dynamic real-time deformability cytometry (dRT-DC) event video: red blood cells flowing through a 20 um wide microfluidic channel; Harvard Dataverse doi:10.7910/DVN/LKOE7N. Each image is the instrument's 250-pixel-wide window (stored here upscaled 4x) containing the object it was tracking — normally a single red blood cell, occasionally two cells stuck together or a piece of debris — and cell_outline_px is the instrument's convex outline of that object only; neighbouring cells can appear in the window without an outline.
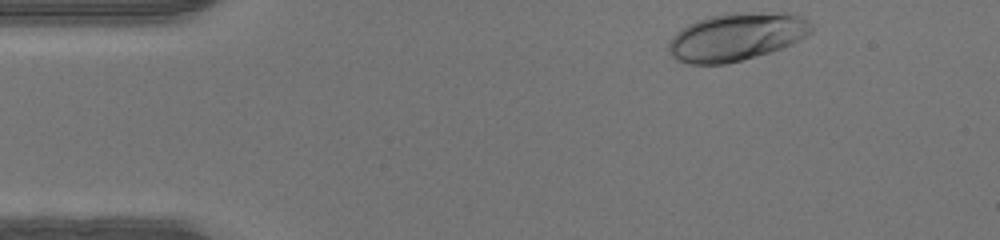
{"species": "human", "species_latin": "Homo sapiens", "temperature_condition": "warm", "stored_images_in_passage": 35, "camera_frame_rate_fps": 3000, "um_per_image_px": 0.085, "donor": {"sex": "male"}, "frame": {"image": 1, "passage_image": 1, "time_ms": 0.0, "image_size_px": [1000, 240], "cell_outline_px": [[816, 28], [808, 36], [792, 44], [756, 56], [728, 64], [688, 64], [676, 60], [668, 52], [668, 44], [672, 36], [676, 32], [688, 24], [696, 20], [708, 16], [728, 12], [796, 12], [808, 20]], "centroid_in_image_um": [62.64, 3.1], "position_along_channel_um": 22.4, "area_um2": 40.63}}
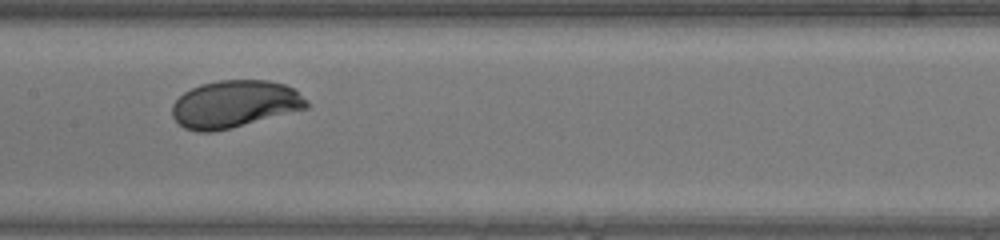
{"frame": {"image": 2, "passage_image": 18, "time_ms": 5.667, "image_size_px": [1000, 240], "cell_outline_px": [[312, 104], [308, 108], [212, 132], [196, 132], [184, 128], [172, 116], [172, 104], [184, 92], [200, 84], [220, 80], [268, 80], [284, 84], [292, 88], [308, 100]], "centroid_in_image_um": [19.94, 8.84], "position_along_channel_um": 187.5, "area_um2": 36.88}}
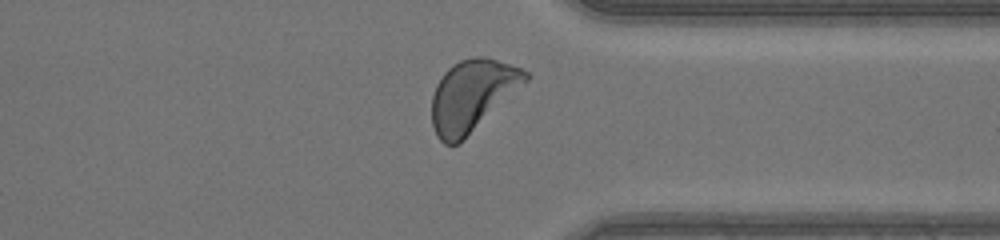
{"frame": {"image": 3, "passage_image": 31, "time_ms": 10.0, "image_size_px": [1000, 240], "cell_outline_px": [[528, 80], [456, 144], [444, 144], [436, 136], [432, 124], [432, 96], [436, 84], [444, 72], [452, 64], [460, 60], [472, 56], [484, 56], [520, 68], [528, 72]], "centroid_in_image_um": [40.08, 8.07], "position_along_channel_um": 371.3, "area_um2": 37.92}}